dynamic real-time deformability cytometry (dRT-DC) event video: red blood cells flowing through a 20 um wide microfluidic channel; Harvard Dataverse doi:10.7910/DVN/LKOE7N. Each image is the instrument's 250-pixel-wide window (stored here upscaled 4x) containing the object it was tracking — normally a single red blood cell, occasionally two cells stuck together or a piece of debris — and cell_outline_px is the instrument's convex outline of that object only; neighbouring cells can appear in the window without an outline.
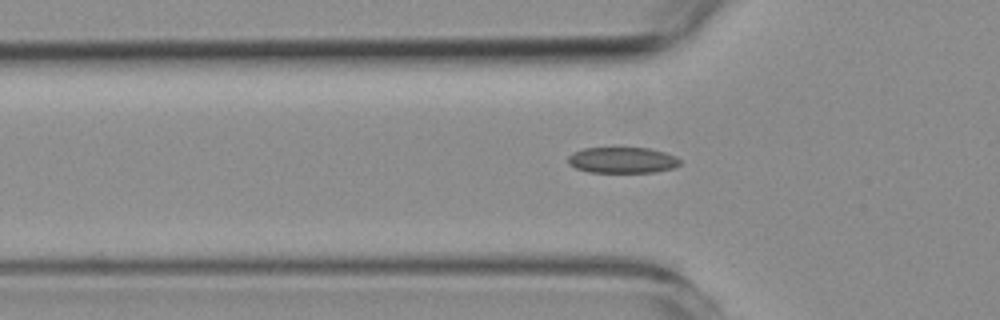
{"species": "common noctule bat (a hibernating species)", "species_latin": "Nyctalus noctula", "temperature_condition": "room temperature", "stored_images_in_passage": 46, "camera_frame_rate_fps": 3000, "um_per_image_px": 0.085, "animal": {"sex": "female", "body_mass_g": 19.3, "forearm_length_mm": 54.1}, "frame": {"image": 1, "passage_image": 15, "time_ms": 4.667, "image_size_px": [1000, 320], "cell_outline_px": [[680, 164], [672, 168], [656, 172], [588, 172], [576, 168], [568, 164], [568, 156], [572, 152], [584, 148], [648, 148], [664, 152], [676, 156], [680, 160]], "centroid_in_image_um": [52.88, 13.61], "position_along_channel_um": 72.9, "area_um2": 16.94}}
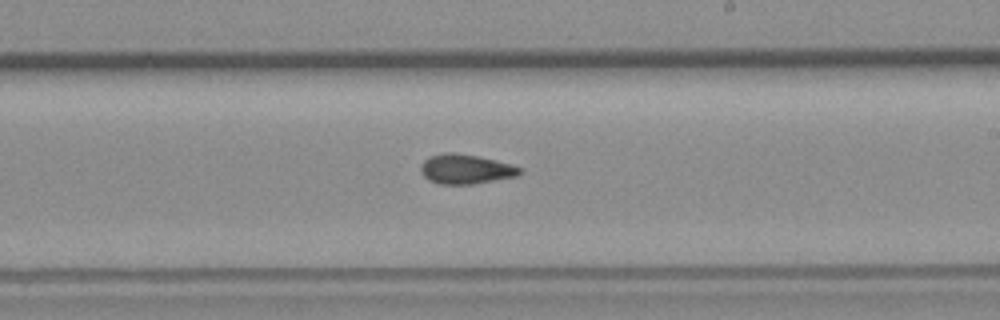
{"frame": {"image": 2, "passage_image": 29, "time_ms": 9.333, "image_size_px": [1000, 320], "cell_outline_px": [[524, 172], [520, 176], [472, 184], [440, 184], [428, 180], [424, 176], [420, 168], [424, 160], [432, 156], [448, 152], [452, 152], [476, 156], [512, 164], [520, 168]], "centroid_in_image_um": [39.63, 14.39], "position_along_channel_um": 249.4, "area_um2": 16.99}}
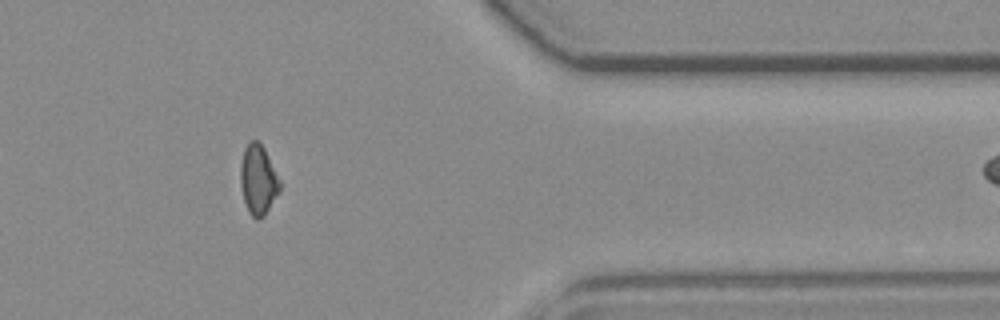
{"frame": {"image": 3, "passage_image": 42, "time_ms": 13.667, "image_size_px": [1000, 320], "cell_outline_px": [[280, 192], [264, 216], [260, 220], [256, 220], [248, 212], [244, 200], [240, 184], [240, 164], [244, 148], [252, 140], [256, 140], [264, 148], [280, 180]], "centroid_in_image_um": [21.94, 15.32], "position_along_channel_um": 389.5, "area_um2": 16.07}, "authors_computed_cell_mechanics": {"area_um2": 16.762, "velocity_mm_per_s": 3.7727, "shape_relaxation_time_tau1_ms": 6.0789, "shape_relaxation_time_tau2_ms": 4.7968, "deformation_change_tau1": 0.134, "deformation_change_tau2": 0.1188}}